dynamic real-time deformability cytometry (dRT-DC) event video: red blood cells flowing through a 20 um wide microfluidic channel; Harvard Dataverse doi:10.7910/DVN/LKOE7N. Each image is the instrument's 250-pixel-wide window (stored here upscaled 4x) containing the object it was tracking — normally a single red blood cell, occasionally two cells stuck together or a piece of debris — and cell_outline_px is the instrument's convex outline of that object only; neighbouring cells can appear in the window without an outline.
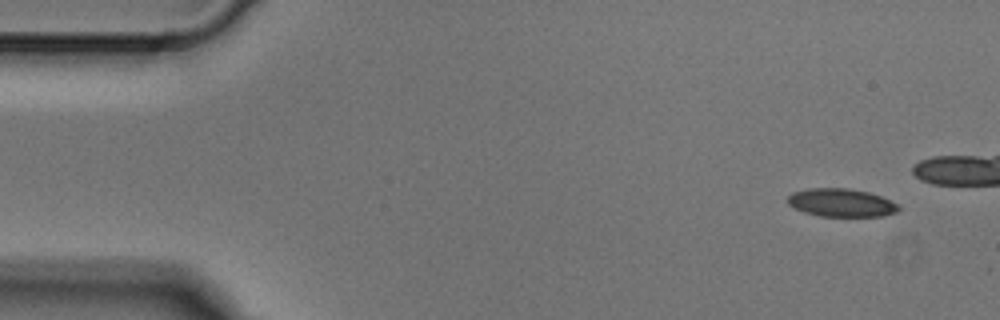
{"species": "Egyptian fruit bat (a non-hibernating species)", "species_latin": "Rousettus aegyptiacus", "temperature_condition": "cold", "stored_images_in_passage": 5, "camera_frame_rate_fps": 3000, "um_per_image_px": 0.085, "animal": {"sex": "male"}, "frame": {"image": 1, "passage_image": 1, "time_ms": 0.0, "image_size_px": [1000, 320], "cell_outline_px": [[900, 208], [896, 212], [884, 216], [820, 216], [804, 212], [788, 204], [788, 196], [792, 192], [808, 188], [848, 188], [868, 192], [880, 196], [900, 204]], "centroid_in_image_um": [71.52, 17.22], "position_along_channel_um": 13.5, "area_um2": 18.21}}